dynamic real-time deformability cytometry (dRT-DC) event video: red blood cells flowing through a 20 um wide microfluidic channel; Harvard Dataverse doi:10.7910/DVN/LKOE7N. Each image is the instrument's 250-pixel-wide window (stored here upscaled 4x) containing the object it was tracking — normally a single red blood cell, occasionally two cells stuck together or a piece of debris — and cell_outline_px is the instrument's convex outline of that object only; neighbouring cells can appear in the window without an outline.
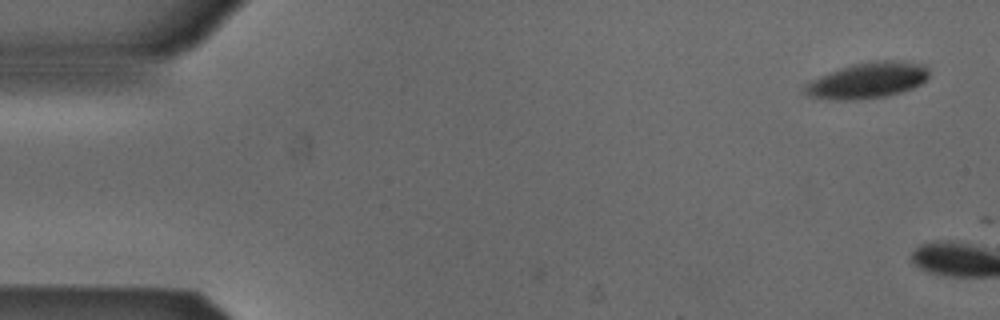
{"species": "Egyptian fruit bat (a non-hibernating species)", "species_latin": "Rousettus aegyptiacus", "temperature_condition": "cold", "stored_images_in_passage": 6, "camera_frame_rate_fps": 3000, "um_per_image_px": 0.085, "animal": {"sex": "male"}, "frame": {"image": 1, "passage_image": 1, "time_ms": 0.0, "image_size_px": [1000, 320], "cell_outline_px": [[928, 76], [920, 84], [912, 88], [900, 92], [884, 96], [844, 100], [836, 100], [812, 96], [800, 92], [800, 88], [804, 84], [820, 76], [840, 68], [852, 64], [872, 60], [904, 60], [924, 64], [928, 68]], "centroid_in_image_um": [73.73, 6.81], "position_along_channel_um": 11.3, "area_um2": 25.95}}